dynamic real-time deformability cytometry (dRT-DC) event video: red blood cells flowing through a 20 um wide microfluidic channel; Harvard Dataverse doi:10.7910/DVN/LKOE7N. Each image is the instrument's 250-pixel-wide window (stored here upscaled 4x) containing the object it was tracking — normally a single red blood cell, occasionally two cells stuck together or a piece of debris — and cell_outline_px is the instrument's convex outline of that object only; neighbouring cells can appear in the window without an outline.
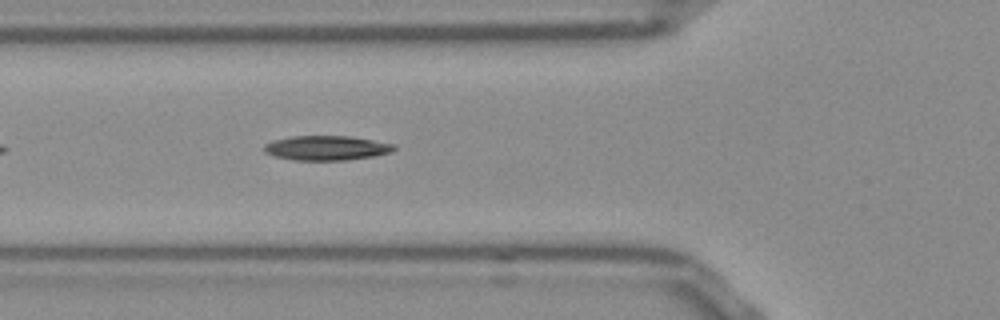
{"species": "Egyptian fruit bat (a non-hibernating species)", "species_latin": "Rousettus aegyptiacus", "temperature_condition": "room temperature", "stored_images_in_passage": 16, "camera_frame_rate_fps": 3000, "um_per_image_px": 0.085, "frame": {"image": 1, "passage_image": 7, "time_ms": 2.0, "image_size_px": [1000, 320], "cell_outline_px": [[396, 148], [392, 152], [372, 156], [344, 160], [296, 160], [276, 156], [264, 152], [264, 144], [272, 140], [292, 136], [348, 136], [396, 144]], "centroid_in_image_um": [27.75, 12.57], "position_along_channel_um": 98.1, "area_um2": 18.5}}
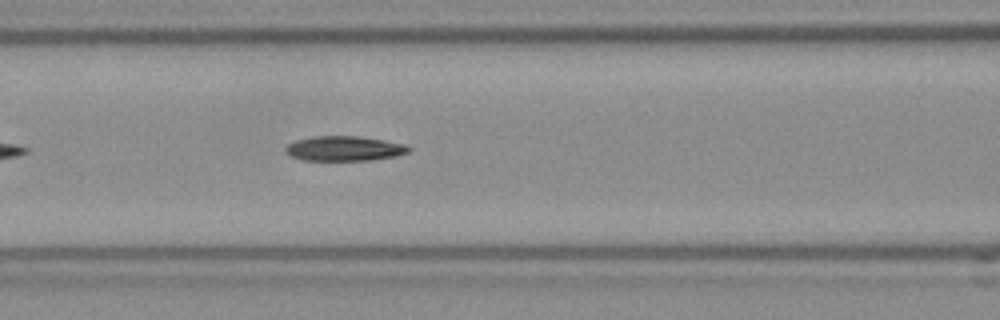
{"frame": {"image": 2, "passage_image": 10, "time_ms": 3.0, "image_size_px": [1000, 320], "cell_outline_px": [[412, 148], [408, 152], [396, 156], [372, 160], [304, 160], [292, 156], [284, 148], [288, 144], [296, 140], [316, 136], [356, 136], [384, 140], [404, 144]], "centroid_in_image_um": [29.3, 12.62], "position_along_channel_um": 137.3, "area_um2": 17.63}}